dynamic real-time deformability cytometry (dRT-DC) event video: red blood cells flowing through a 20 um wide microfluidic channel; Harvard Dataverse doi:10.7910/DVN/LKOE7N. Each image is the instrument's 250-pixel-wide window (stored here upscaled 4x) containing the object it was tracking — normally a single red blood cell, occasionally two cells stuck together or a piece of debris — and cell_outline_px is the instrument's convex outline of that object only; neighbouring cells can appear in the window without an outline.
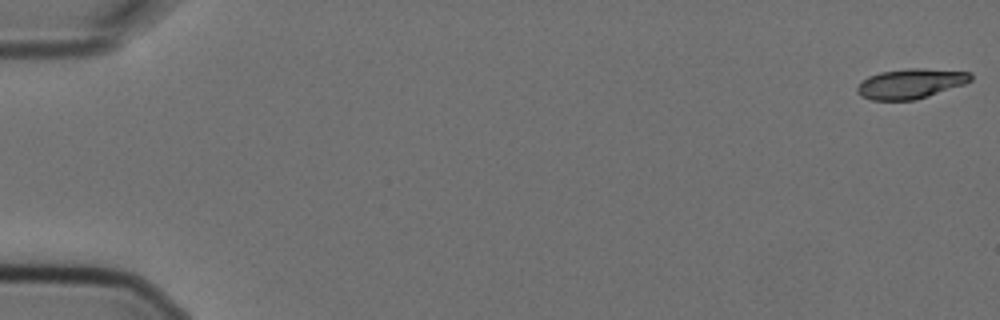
{"species": "Egyptian fruit bat (a non-hibernating species)", "species_latin": "Rousettus aegyptiacus", "temperature_condition": "cold", "stored_images_in_passage": 7, "camera_frame_rate_fps": 3000, "um_per_image_px": 0.085, "animal": {"sex": "female"}, "frame": {"image": 1, "passage_image": 1, "time_ms": 0.0, "image_size_px": [1000, 320], "cell_outline_px": [[972, 80], [964, 84], [916, 100], [872, 100], [860, 96], [856, 92], [856, 88], [868, 76], [880, 72], [908, 68], [924, 68], [972, 72]], "centroid_in_image_um": [77.41, 7.1], "position_along_channel_um": 7.6, "area_um2": 19.83}}
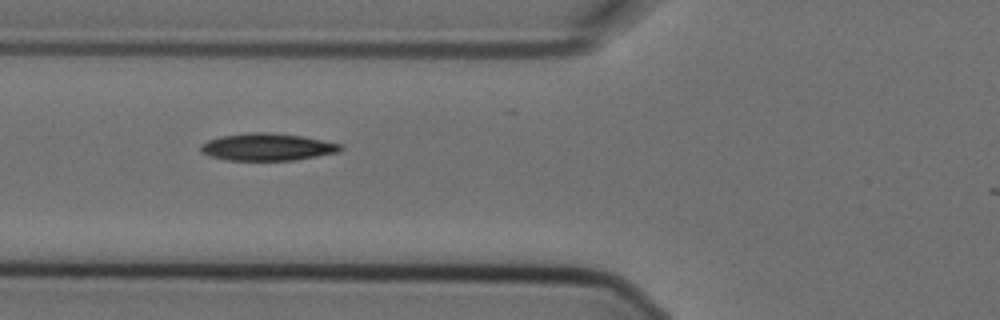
{"frame": {"image": 2, "passage_image": 6, "time_ms": 1.667, "image_size_px": [1000, 320], "cell_outline_px": [[344, 148], [340, 152], [292, 160], [228, 160], [208, 156], [200, 152], [200, 144], [208, 140], [220, 136], [248, 132], [272, 132], [304, 136], [340, 144]], "centroid_in_image_um": [22.69, 12.48], "position_along_channel_um": 103.1, "area_um2": 22.37}}
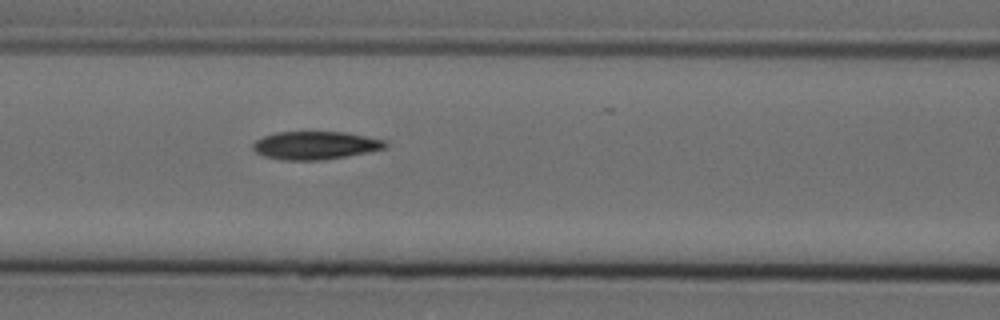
{"frame": {"image": 3, "passage_image": 7, "time_ms": 2.0, "image_size_px": [1000, 320], "cell_outline_px": [[388, 144], [384, 148], [368, 152], [324, 160], [280, 160], [264, 156], [256, 152], [252, 148], [252, 144], [256, 140], [264, 136], [276, 132], [344, 132], [388, 140]], "centroid_in_image_um": [26.8, 12.36], "position_along_channel_um": 139.8, "area_um2": 21.73}}